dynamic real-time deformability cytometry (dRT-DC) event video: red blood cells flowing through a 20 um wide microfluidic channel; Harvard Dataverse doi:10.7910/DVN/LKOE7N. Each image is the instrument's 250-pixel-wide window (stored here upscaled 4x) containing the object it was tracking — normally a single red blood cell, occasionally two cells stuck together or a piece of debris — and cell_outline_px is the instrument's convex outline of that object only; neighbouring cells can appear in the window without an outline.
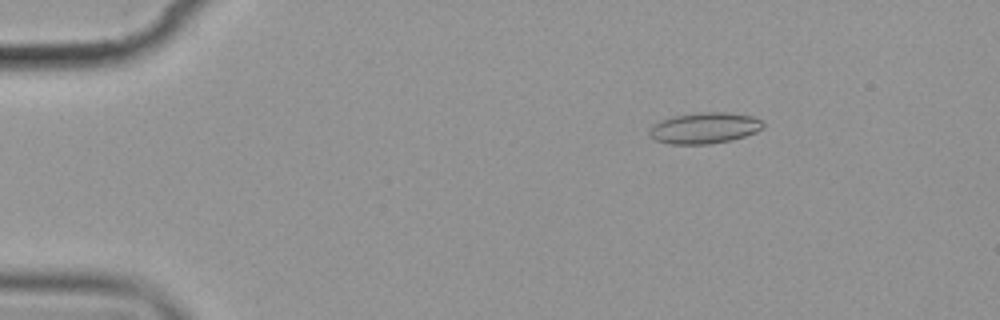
{"species": "common noctule bat (a hibernating species)", "species_latin": "Nyctalus noctula", "temperature_condition": "cold", "stored_images_in_passage": 4, "camera_frame_rate_fps": 3000, "um_per_image_px": 0.085, "animal": {"sex": "female", "body_mass_g": 19.9}, "frame": {"image": 1, "passage_image": 2, "time_ms": 2.0, "image_size_px": [1000, 320], "cell_outline_px": [[764, 128], [756, 132], [732, 140], [708, 144], [668, 144], [656, 140], [648, 132], [660, 120], [672, 116], [700, 112], [728, 112], [752, 116], [760, 120], [764, 124]], "centroid_in_image_um": [59.91, 10.88], "position_along_channel_um": 25.1, "area_um2": 20.52}}